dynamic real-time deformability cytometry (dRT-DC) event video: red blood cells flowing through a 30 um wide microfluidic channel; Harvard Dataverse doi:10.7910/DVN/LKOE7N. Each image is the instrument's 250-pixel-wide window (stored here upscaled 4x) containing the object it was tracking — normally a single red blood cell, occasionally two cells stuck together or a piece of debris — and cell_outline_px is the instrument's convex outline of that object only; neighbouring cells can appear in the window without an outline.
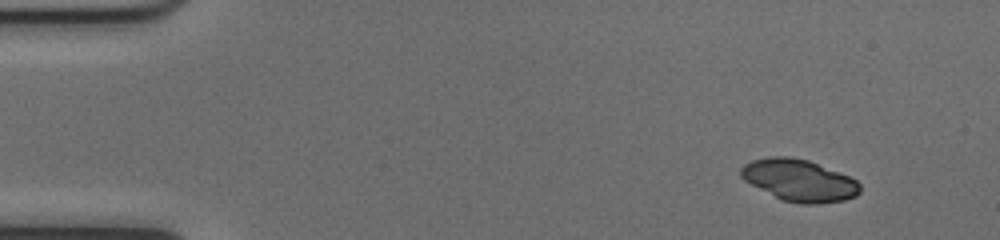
{"species": "common noctule bat (a hibernating species)", "species_latin": "Nyctalus noctula", "temperature_condition": "cold", "stored_images_in_passage": 47, "segment_of_instrument_passage": [1, 2], "camera_frame_rate_fps": 3000, "um_per_image_px": 0.085, "animal": {"sex": "female", "body_mass_g": 17.0, "forearm_length_mm": 48.0}, "frame": {"image": 1, "passage_image": 1, "time_ms": 0.0, "image_size_px": [1000, 240], "cell_outline_px": [[860, 192], [856, 196], [844, 200], [816, 204], [800, 204], [780, 200], [744, 180], [740, 176], [740, 168], [744, 164], [752, 160], [768, 156], [792, 156], [808, 160], [848, 176], [856, 180], [860, 184]], "centroid_in_image_um": [67.9, 15.33], "position_along_channel_um": 17.1, "area_um2": 29.13}}